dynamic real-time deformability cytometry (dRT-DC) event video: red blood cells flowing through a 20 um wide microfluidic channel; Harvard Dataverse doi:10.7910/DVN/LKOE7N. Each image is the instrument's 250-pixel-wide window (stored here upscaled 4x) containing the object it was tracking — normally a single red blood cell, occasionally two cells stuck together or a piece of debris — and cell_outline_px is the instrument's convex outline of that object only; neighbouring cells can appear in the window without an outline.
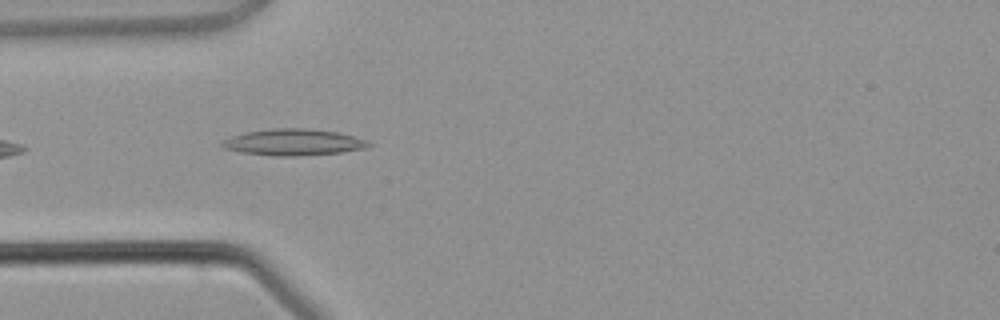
{"species": "common noctule bat (a hibernating species)", "species_latin": "Nyctalus noctula", "temperature_condition": "warm", "stored_images_in_passage": 3, "camera_frame_rate_fps": 3000, "um_per_image_px": 0.085, "animal": {"sex": "male", "body_mass_g": 21.5, "forearm_length_mm": 52.0}, "frame": {"image": 1, "passage_image": 3, "time_ms": 2.333, "image_size_px": [1000, 320], "cell_outline_px": [[372, 144], [364, 148], [340, 152], [296, 156], [276, 156], [240, 152], [224, 148], [220, 144], [224, 140], [232, 136], [248, 132], [272, 128], [308, 128], [340, 132], [364, 140]], "centroid_in_image_um": [24.92, 12.08], "position_along_channel_um": 60.1, "area_um2": 22.31}}